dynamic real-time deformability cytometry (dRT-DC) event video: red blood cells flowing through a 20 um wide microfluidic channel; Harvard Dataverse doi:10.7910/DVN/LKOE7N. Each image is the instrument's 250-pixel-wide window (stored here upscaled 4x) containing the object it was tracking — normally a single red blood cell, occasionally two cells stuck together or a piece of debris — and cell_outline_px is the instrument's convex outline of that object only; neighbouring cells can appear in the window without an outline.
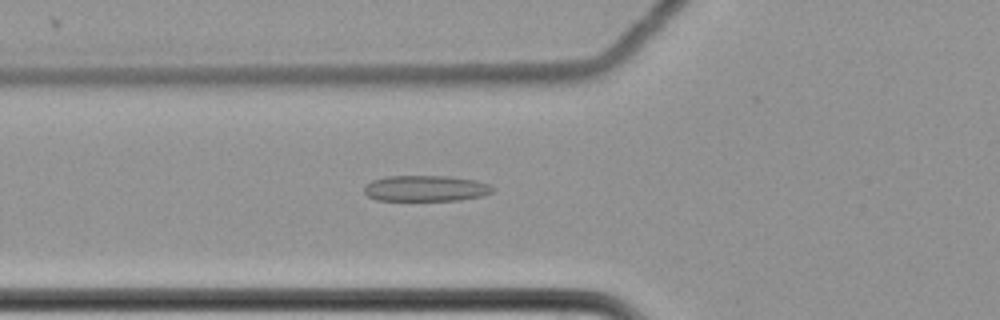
{"species": "common noctule bat (a hibernating species)", "species_latin": "Nyctalus noctula", "temperature_condition": "cold", "stored_images_in_passage": 52, "camera_frame_rate_fps": 3000, "um_per_image_px": 0.085, "animal": {"sex": "female", "body_mass_g": 22.7, "forearm_length_mm": 54.2}, "frame": {"image": 1, "passage_image": 24, "time_ms": 7.667, "image_size_px": [1000, 320], "cell_outline_px": [[496, 188], [492, 192], [480, 196], [460, 200], [376, 200], [368, 196], [364, 192], [364, 188], [372, 180], [388, 176], [448, 176], [476, 180], [488, 184]], "centroid_in_image_um": [36.2, 16.01], "position_along_channel_um": 89.6, "area_um2": 19.31}}
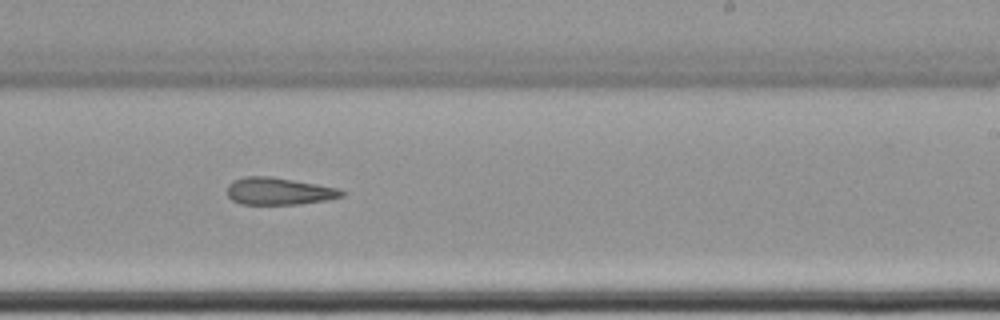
{"frame": {"image": 2, "passage_image": 39, "time_ms": 12.667, "image_size_px": [1000, 320], "cell_outline_px": [[344, 196], [328, 200], [300, 204], [240, 204], [232, 200], [228, 196], [228, 184], [232, 180], [244, 176], [272, 176], [340, 188], [344, 192]], "centroid_in_image_um": [23.71, 16.24], "position_along_channel_um": 265.3, "area_um2": 18.38}}
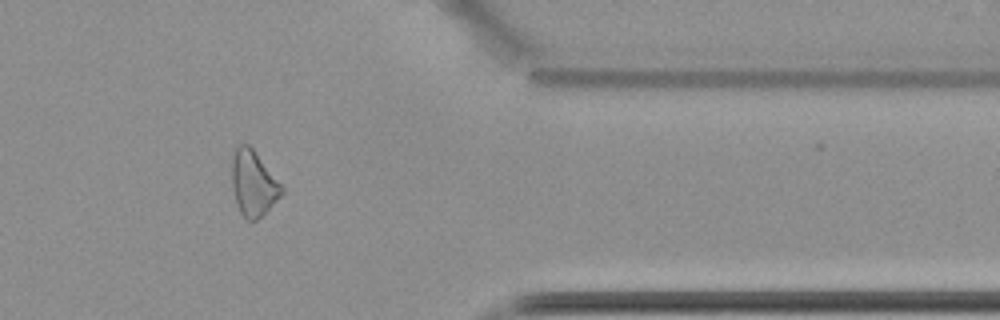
{"frame": {"image": 3, "passage_image": 51, "time_ms": 16.667, "image_size_px": [1000, 320], "cell_outline_px": [[284, 192], [256, 220], [248, 220], [240, 212], [232, 188], [232, 156], [236, 148], [240, 144], [248, 144], [256, 152], [284, 188]], "centroid_in_image_um": [21.52, 15.55], "position_along_channel_um": 389.9, "area_um2": 18.55}}